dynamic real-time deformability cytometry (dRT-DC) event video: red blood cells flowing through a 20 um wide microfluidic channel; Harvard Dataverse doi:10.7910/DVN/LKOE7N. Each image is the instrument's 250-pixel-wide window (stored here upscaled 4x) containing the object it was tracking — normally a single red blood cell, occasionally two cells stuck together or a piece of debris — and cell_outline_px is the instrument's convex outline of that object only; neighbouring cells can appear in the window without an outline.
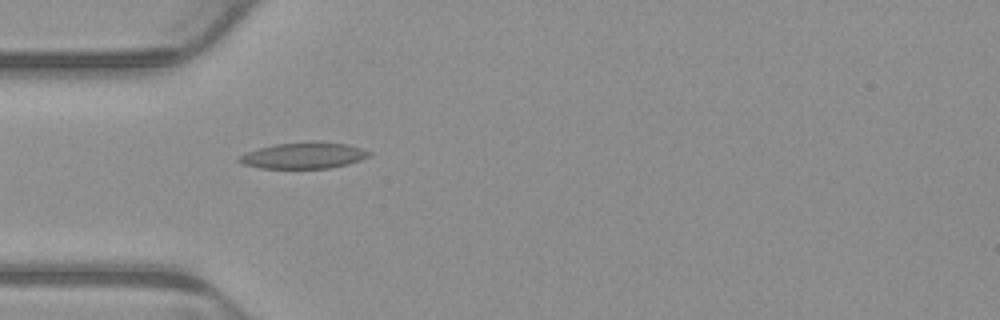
{"species": "common noctule bat (a hibernating species)", "species_latin": "Nyctalus noctula", "temperature_condition": "warm", "stored_images_in_passage": 1, "camera_frame_rate_fps": 3000, "um_per_image_px": 0.085, "animal": {"sex": "male", "body_mass_g": 23.1, "forearm_length_mm": 52.7}, "frame": {"image": 1, "passage_image": 1, "time_ms": 0.0, "image_size_px": [1000, 320], "cell_outline_px": [[372, 156], [348, 164], [328, 168], [260, 168], [244, 164], [236, 160], [240, 156], [248, 152], [260, 148], [276, 144], [312, 140], [316, 140], [348, 144], [372, 152]], "centroid_in_image_um": [25.88, 13.2], "position_along_channel_um": 59.1, "area_um2": 20.0}}